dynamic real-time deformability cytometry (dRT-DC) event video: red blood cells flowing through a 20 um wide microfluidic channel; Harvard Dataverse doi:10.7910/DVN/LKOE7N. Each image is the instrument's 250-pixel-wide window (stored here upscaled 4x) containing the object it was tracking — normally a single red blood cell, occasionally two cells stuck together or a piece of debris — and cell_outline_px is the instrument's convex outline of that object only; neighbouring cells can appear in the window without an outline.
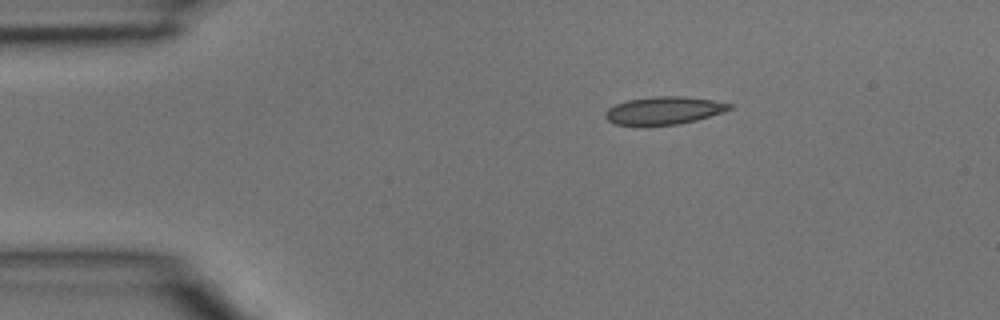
{"species": "common noctule bat (a hibernating species)", "species_latin": "Nyctalus noctula", "temperature_condition": "room temperature", "stored_images_in_passage": 38, "camera_frame_rate_fps": 3000, "um_per_image_px": 0.085, "animal": {"sex": "male", "body_mass_g": 15.6}, "frame": {"image": 1, "passage_image": 1, "time_ms": 0.0, "image_size_px": [1000, 320], "cell_outline_px": [[732, 108], [696, 120], [680, 124], [612, 124], [604, 116], [604, 112], [608, 108], [616, 104], [628, 100], [656, 96], [684, 96], [712, 100], [732, 104]], "centroid_in_image_um": [56.4, 9.38], "position_along_channel_um": 28.6, "area_um2": 19.65}}
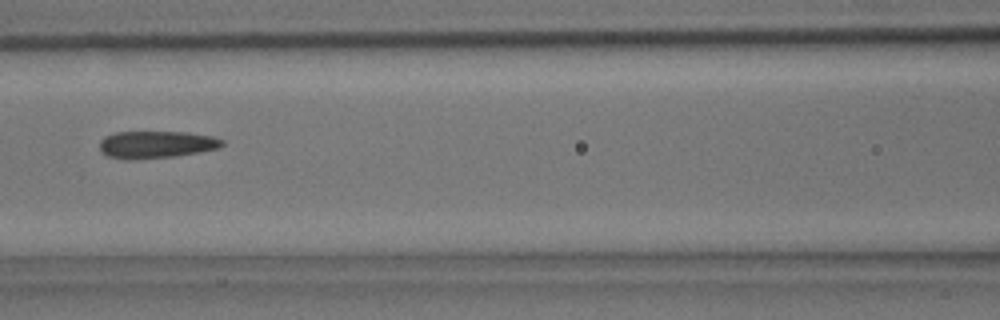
{"frame": {"image": 2, "passage_image": 13, "time_ms": 4.0, "image_size_px": [1000, 320], "cell_outline_px": [[224, 144], [220, 148], [200, 152], [176, 156], [128, 160], [124, 160], [108, 156], [100, 148], [100, 140], [104, 136], [116, 132], [188, 132], [212, 136], [224, 140]], "centroid_in_image_um": [13.3, 12.28], "position_along_channel_um": 153.3, "area_um2": 19.59}}
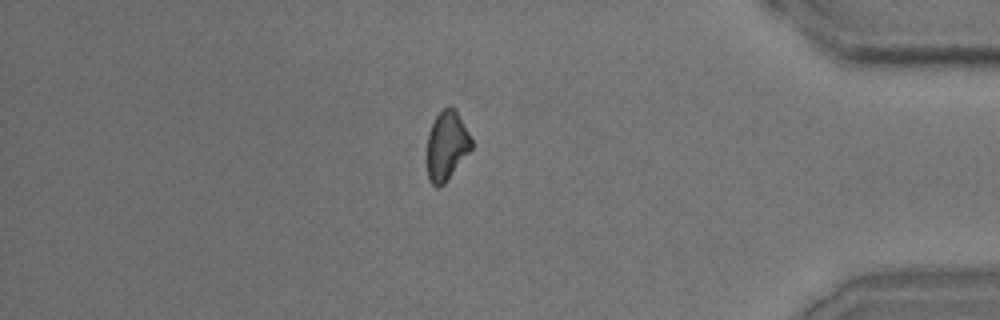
{"frame": {"image": 3, "passage_image": 32, "time_ms": 10.333, "image_size_px": [1000, 320], "cell_outline_px": [[472, 148], [444, 184], [440, 188], [436, 188], [428, 180], [424, 160], [424, 156], [428, 132], [436, 116], [448, 104], [456, 108], [472, 140]], "centroid_in_image_um": [37.9, 12.41], "position_along_channel_um": 397.3, "area_um2": 18.61}}